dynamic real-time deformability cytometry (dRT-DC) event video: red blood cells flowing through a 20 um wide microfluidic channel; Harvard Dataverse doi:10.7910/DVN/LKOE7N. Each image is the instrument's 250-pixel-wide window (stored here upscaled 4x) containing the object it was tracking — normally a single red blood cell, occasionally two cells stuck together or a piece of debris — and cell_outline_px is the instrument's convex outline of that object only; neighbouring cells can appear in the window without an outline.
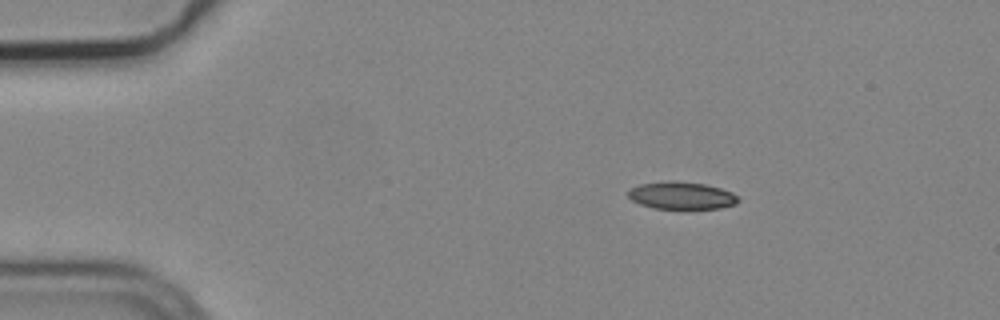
{"species": "common noctule bat (a hibernating species)", "species_latin": "Nyctalus noctula", "temperature_condition": "cold", "stored_images_in_passage": 3, "camera_frame_rate_fps": 3000, "um_per_image_px": 0.085, "animal": {"sex": "male", "body_mass_g": 19.2, "forearm_length_mm": 51.8}, "frame": {"image": 1, "passage_image": 1, "time_ms": 0.0, "image_size_px": [1000, 320], "cell_outline_px": [[740, 200], [736, 204], [720, 208], [652, 208], [640, 204], [632, 200], [628, 196], [628, 188], [640, 184], [672, 180], [676, 180], [704, 184], [720, 188], [732, 192]], "centroid_in_image_um": [57.91, 16.61], "position_along_channel_um": 27.1, "area_um2": 17.57}}
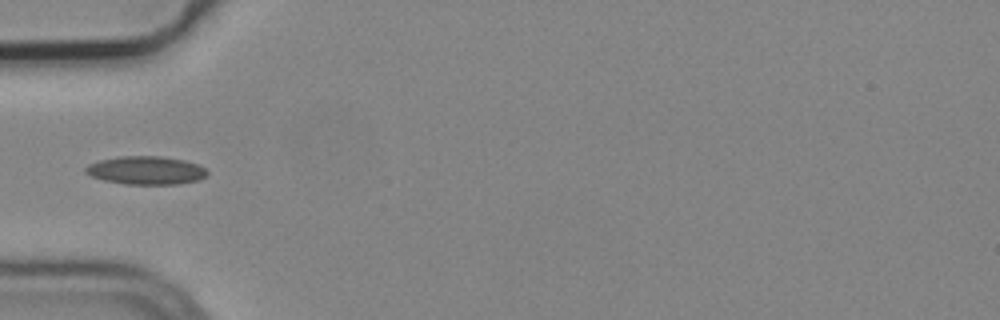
{"frame": {"image": 2, "passage_image": 3, "time_ms": 0.667, "image_size_px": [1000, 320], "cell_outline_px": [[208, 176], [200, 180], [176, 184], [124, 184], [104, 180], [92, 176], [84, 172], [84, 168], [88, 164], [100, 160], [120, 156], [160, 156], [184, 160], [196, 164], [204, 168], [208, 172]], "centroid_in_image_um": [12.41, 14.48], "position_along_channel_um": 72.6, "area_um2": 20.06}}